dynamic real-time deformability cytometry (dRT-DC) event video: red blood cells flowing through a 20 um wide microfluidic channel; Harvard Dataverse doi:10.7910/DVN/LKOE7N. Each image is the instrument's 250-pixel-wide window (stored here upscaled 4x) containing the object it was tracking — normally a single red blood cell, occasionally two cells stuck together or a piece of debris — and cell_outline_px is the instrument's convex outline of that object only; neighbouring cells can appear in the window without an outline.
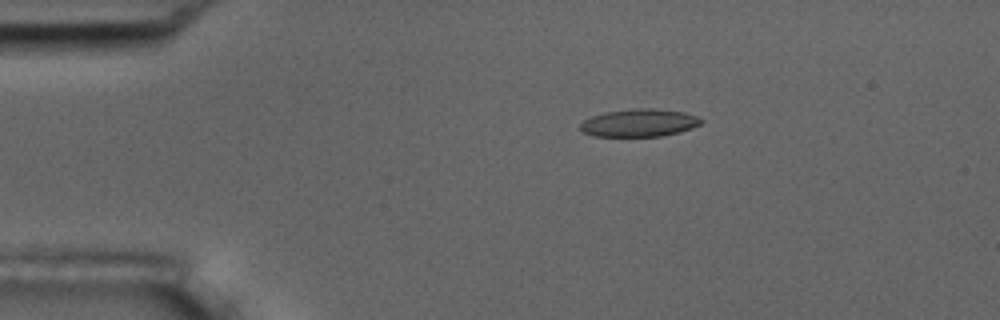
{"species": "common noctule bat (a hibernating species)", "species_latin": "Nyctalus noctula", "temperature_condition": "room temperature", "stored_images_in_passage": 24, "camera_frame_rate_fps": 3000, "um_per_image_px": 0.085, "animal": {"sex": "male", "body_mass_g": 17.5, "forearm_length_mm": 52.3}, "frame": {"image": 1, "passage_image": 1, "time_ms": 0.0, "image_size_px": [1000, 320], "cell_outline_px": [[704, 120], [700, 124], [692, 128], [680, 132], [660, 136], [592, 136], [580, 132], [580, 124], [584, 120], [592, 116], [604, 112], [632, 108], [652, 108], [684, 112], [696, 116]], "centroid_in_image_um": [54.31, 10.44], "position_along_channel_um": 30.7, "area_um2": 19.65}}
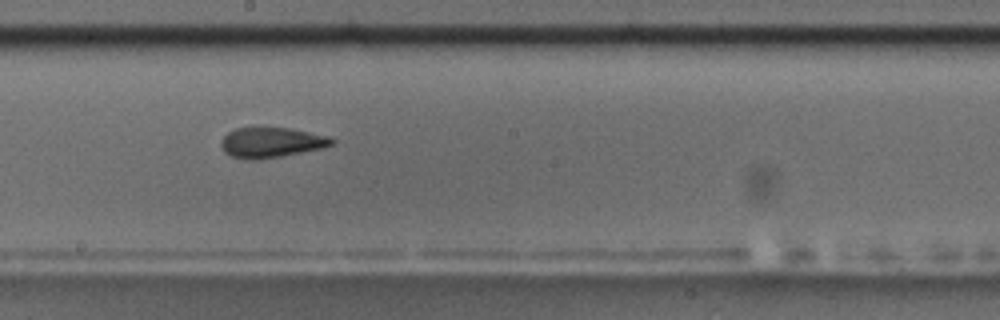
{"frame": {"image": 2, "passage_image": 21, "time_ms": 6.667, "image_size_px": [1000, 320], "cell_outline_px": [[336, 140], [332, 144], [324, 148], [280, 156], [256, 160], [252, 160], [232, 156], [224, 152], [220, 144], [220, 140], [228, 132], [236, 128], [252, 124], [292, 128], [328, 136]], "centroid_in_image_um": [23.02, 12.05], "position_along_channel_um": 225.2, "area_um2": 20.23}}
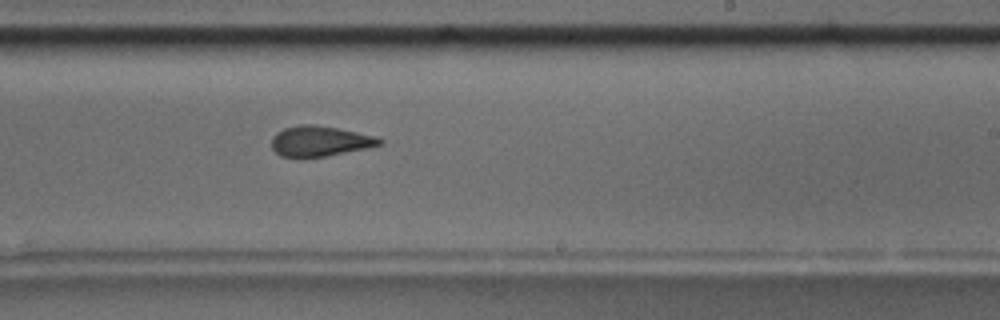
{"frame": {"image": 3, "passage_image": 24, "time_ms": 7.667, "image_size_px": [1000, 320], "cell_outline_px": [[384, 144], [368, 148], [324, 156], [280, 156], [272, 148], [272, 136], [276, 132], [284, 128], [296, 124], [316, 124], [376, 136], [384, 140]], "centroid_in_image_um": [27.2, 11.97], "position_along_channel_um": 261.8, "area_um2": 19.02}}